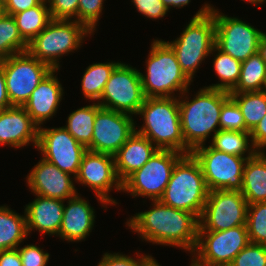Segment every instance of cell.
I'll return each mask as SVG.
<instances>
[{"label":"cell","mask_w":266,"mask_h":266,"mask_svg":"<svg viewBox=\"0 0 266 266\" xmlns=\"http://www.w3.org/2000/svg\"><path fill=\"white\" fill-rule=\"evenodd\" d=\"M152 202L153 208L136 213L127 220L126 225L138 233L142 241L176 246L193 253L199 219L191 212L164 205L159 200Z\"/></svg>","instance_id":"1"},{"label":"cell","mask_w":266,"mask_h":266,"mask_svg":"<svg viewBox=\"0 0 266 266\" xmlns=\"http://www.w3.org/2000/svg\"><path fill=\"white\" fill-rule=\"evenodd\" d=\"M188 91L189 89L178 96L186 155L191 154L197 147L205 145L209 135L214 133L212 135L214 136L220 130V111L222 105L230 98L227 91L204 87L189 101L186 95Z\"/></svg>","instance_id":"2"},{"label":"cell","mask_w":266,"mask_h":266,"mask_svg":"<svg viewBox=\"0 0 266 266\" xmlns=\"http://www.w3.org/2000/svg\"><path fill=\"white\" fill-rule=\"evenodd\" d=\"M176 97L145 98L137 114L141 115L144 123L136 132L147 137L158 149L174 150L186 155Z\"/></svg>","instance_id":"3"},{"label":"cell","mask_w":266,"mask_h":266,"mask_svg":"<svg viewBox=\"0 0 266 266\" xmlns=\"http://www.w3.org/2000/svg\"><path fill=\"white\" fill-rule=\"evenodd\" d=\"M208 193L199 162L192 154H187L174 165L171 178L159 201L164 205L191 212L199 219Z\"/></svg>","instance_id":"4"},{"label":"cell","mask_w":266,"mask_h":266,"mask_svg":"<svg viewBox=\"0 0 266 266\" xmlns=\"http://www.w3.org/2000/svg\"><path fill=\"white\" fill-rule=\"evenodd\" d=\"M204 4L192 17L179 38L170 42L165 41L174 50L182 71L191 81L196 69L207 56H210L215 46L214 16L210 12L211 5Z\"/></svg>","instance_id":"5"},{"label":"cell","mask_w":266,"mask_h":266,"mask_svg":"<svg viewBox=\"0 0 266 266\" xmlns=\"http://www.w3.org/2000/svg\"><path fill=\"white\" fill-rule=\"evenodd\" d=\"M146 75L140 72L145 98L174 97L188 90L191 80L182 71L174 50L163 40L155 39L146 60Z\"/></svg>","instance_id":"6"},{"label":"cell","mask_w":266,"mask_h":266,"mask_svg":"<svg viewBox=\"0 0 266 266\" xmlns=\"http://www.w3.org/2000/svg\"><path fill=\"white\" fill-rule=\"evenodd\" d=\"M92 32L76 20H52L31 42L27 51L39 61L59 70V59L82 46Z\"/></svg>","instance_id":"7"},{"label":"cell","mask_w":266,"mask_h":266,"mask_svg":"<svg viewBox=\"0 0 266 266\" xmlns=\"http://www.w3.org/2000/svg\"><path fill=\"white\" fill-rule=\"evenodd\" d=\"M184 154L168 149H157L151 158L123 183L122 191L159 200L171 178L174 165Z\"/></svg>","instance_id":"8"},{"label":"cell","mask_w":266,"mask_h":266,"mask_svg":"<svg viewBox=\"0 0 266 266\" xmlns=\"http://www.w3.org/2000/svg\"><path fill=\"white\" fill-rule=\"evenodd\" d=\"M249 243L247 225L222 231H198L192 261L198 266H229Z\"/></svg>","instance_id":"9"},{"label":"cell","mask_w":266,"mask_h":266,"mask_svg":"<svg viewBox=\"0 0 266 266\" xmlns=\"http://www.w3.org/2000/svg\"><path fill=\"white\" fill-rule=\"evenodd\" d=\"M6 89L12 106H23L32 91L53 69L33 57L28 51L0 60Z\"/></svg>","instance_id":"10"},{"label":"cell","mask_w":266,"mask_h":266,"mask_svg":"<svg viewBox=\"0 0 266 266\" xmlns=\"http://www.w3.org/2000/svg\"><path fill=\"white\" fill-rule=\"evenodd\" d=\"M191 154L199 162L209 191H241L246 157L217 151L209 146H199Z\"/></svg>","instance_id":"11"},{"label":"cell","mask_w":266,"mask_h":266,"mask_svg":"<svg viewBox=\"0 0 266 266\" xmlns=\"http://www.w3.org/2000/svg\"><path fill=\"white\" fill-rule=\"evenodd\" d=\"M144 100L140 70L120 62L111 73L97 103L103 108L134 116Z\"/></svg>","instance_id":"12"},{"label":"cell","mask_w":266,"mask_h":266,"mask_svg":"<svg viewBox=\"0 0 266 266\" xmlns=\"http://www.w3.org/2000/svg\"><path fill=\"white\" fill-rule=\"evenodd\" d=\"M215 21V46L236 60L243 62L258 52L259 43L265 32L238 19L219 13L211 6Z\"/></svg>","instance_id":"13"},{"label":"cell","mask_w":266,"mask_h":266,"mask_svg":"<svg viewBox=\"0 0 266 266\" xmlns=\"http://www.w3.org/2000/svg\"><path fill=\"white\" fill-rule=\"evenodd\" d=\"M247 210L248 203L241 191H209L198 231H222L246 225Z\"/></svg>","instance_id":"14"},{"label":"cell","mask_w":266,"mask_h":266,"mask_svg":"<svg viewBox=\"0 0 266 266\" xmlns=\"http://www.w3.org/2000/svg\"><path fill=\"white\" fill-rule=\"evenodd\" d=\"M74 179L76 183L88 185L103 207L118 203L108 194L113 188L122 191V182L116 173L114 156L87 150Z\"/></svg>","instance_id":"15"},{"label":"cell","mask_w":266,"mask_h":266,"mask_svg":"<svg viewBox=\"0 0 266 266\" xmlns=\"http://www.w3.org/2000/svg\"><path fill=\"white\" fill-rule=\"evenodd\" d=\"M36 148L41 151L43 159L61 171L72 174L74 178L87 151L63 126L51 129L39 127Z\"/></svg>","instance_id":"16"},{"label":"cell","mask_w":266,"mask_h":266,"mask_svg":"<svg viewBox=\"0 0 266 266\" xmlns=\"http://www.w3.org/2000/svg\"><path fill=\"white\" fill-rule=\"evenodd\" d=\"M132 115L101 107L95 116L91 151L114 156L136 131Z\"/></svg>","instance_id":"17"},{"label":"cell","mask_w":266,"mask_h":266,"mask_svg":"<svg viewBox=\"0 0 266 266\" xmlns=\"http://www.w3.org/2000/svg\"><path fill=\"white\" fill-rule=\"evenodd\" d=\"M26 181L34 195L46 198L65 201L78 193L71 174L61 171L43 158L32 168Z\"/></svg>","instance_id":"18"},{"label":"cell","mask_w":266,"mask_h":266,"mask_svg":"<svg viewBox=\"0 0 266 266\" xmlns=\"http://www.w3.org/2000/svg\"><path fill=\"white\" fill-rule=\"evenodd\" d=\"M39 127L22 106L0 110V145L21 148L38 143Z\"/></svg>","instance_id":"19"},{"label":"cell","mask_w":266,"mask_h":266,"mask_svg":"<svg viewBox=\"0 0 266 266\" xmlns=\"http://www.w3.org/2000/svg\"><path fill=\"white\" fill-rule=\"evenodd\" d=\"M56 71L57 69H53L42 79L22 106L38 127L53 118L64 94L62 84L55 75Z\"/></svg>","instance_id":"20"},{"label":"cell","mask_w":266,"mask_h":266,"mask_svg":"<svg viewBox=\"0 0 266 266\" xmlns=\"http://www.w3.org/2000/svg\"><path fill=\"white\" fill-rule=\"evenodd\" d=\"M64 205L61 228L57 236L68 242L85 240L95 222V211L89 202L82 199L79 194L67 200Z\"/></svg>","instance_id":"21"},{"label":"cell","mask_w":266,"mask_h":266,"mask_svg":"<svg viewBox=\"0 0 266 266\" xmlns=\"http://www.w3.org/2000/svg\"><path fill=\"white\" fill-rule=\"evenodd\" d=\"M37 198L25 207L27 233L38 230L42 234L58 235L63 219L64 202L59 199Z\"/></svg>","instance_id":"22"},{"label":"cell","mask_w":266,"mask_h":266,"mask_svg":"<svg viewBox=\"0 0 266 266\" xmlns=\"http://www.w3.org/2000/svg\"><path fill=\"white\" fill-rule=\"evenodd\" d=\"M157 149L147 137L135 131L114 155L119 180L123 183L131 174L144 166Z\"/></svg>","instance_id":"23"},{"label":"cell","mask_w":266,"mask_h":266,"mask_svg":"<svg viewBox=\"0 0 266 266\" xmlns=\"http://www.w3.org/2000/svg\"><path fill=\"white\" fill-rule=\"evenodd\" d=\"M241 193L248 204L266 202L265 152H256L247 159L243 169Z\"/></svg>","instance_id":"24"},{"label":"cell","mask_w":266,"mask_h":266,"mask_svg":"<svg viewBox=\"0 0 266 266\" xmlns=\"http://www.w3.org/2000/svg\"><path fill=\"white\" fill-rule=\"evenodd\" d=\"M27 236L25 212L23 216L8 206H0V251L17 249Z\"/></svg>","instance_id":"25"},{"label":"cell","mask_w":266,"mask_h":266,"mask_svg":"<svg viewBox=\"0 0 266 266\" xmlns=\"http://www.w3.org/2000/svg\"><path fill=\"white\" fill-rule=\"evenodd\" d=\"M12 16L20 35L27 43L31 42L52 21L46 0Z\"/></svg>","instance_id":"26"},{"label":"cell","mask_w":266,"mask_h":266,"mask_svg":"<svg viewBox=\"0 0 266 266\" xmlns=\"http://www.w3.org/2000/svg\"><path fill=\"white\" fill-rule=\"evenodd\" d=\"M100 108L101 106L98 103L81 107L69 114L67 125L64 126L80 144L90 151L95 116Z\"/></svg>","instance_id":"27"},{"label":"cell","mask_w":266,"mask_h":266,"mask_svg":"<svg viewBox=\"0 0 266 266\" xmlns=\"http://www.w3.org/2000/svg\"><path fill=\"white\" fill-rule=\"evenodd\" d=\"M266 88V63L257 52L242 62L239 80L229 93L262 91Z\"/></svg>","instance_id":"28"},{"label":"cell","mask_w":266,"mask_h":266,"mask_svg":"<svg viewBox=\"0 0 266 266\" xmlns=\"http://www.w3.org/2000/svg\"><path fill=\"white\" fill-rule=\"evenodd\" d=\"M251 142L250 132L219 130L213 137L210 146L217 151L225 152L231 155L252 157L257 151ZM248 151V152H247ZM247 156H245V153Z\"/></svg>","instance_id":"29"},{"label":"cell","mask_w":266,"mask_h":266,"mask_svg":"<svg viewBox=\"0 0 266 266\" xmlns=\"http://www.w3.org/2000/svg\"><path fill=\"white\" fill-rule=\"evenodd\" d=\"M119 62L93 63L82 75L81 90L84 98L91 101L99 100L105 84Z\"/></svg>","instance_id":"30"},{"label":"cell","mask_w":266,"mask_h":266,"mask_svg":"<svg viewBox=\"0 0 266 266\" xmlns=\"http://www.w3.org/2000/svg\"><path fill=\"white\" fill-rule=\"evenodd\" d=\"M229 94L239 106L245 126L251 132L266 114V90Z\"/></svg>","instance_id":"31"},{"label":"cell","mask_w":266,"mask_h":266,"mask_svg":"<svg viewBox=\"0 0 266 266\" xmlns=\"http://www.w3.org/2000/svg\"><path fill=\"white\" fill-rule=\"evenodd\" d=\"M214 52L218 54H214L213 67L221 82L209 85L208 88L230 92L239 80L242 62L222 52L216 46L211 53Z\"/></svg>","instance_id":"32"},{"label":"cell","mask_w":266,"mask_h":266,"mask_svg":"<svg viewBox=\"0 0 266 266\" xmlns=\"http://www.w3.org/2000/svg\"><path fill=\"white\" fill-rule=\"evenodd\" d=\"M28 43L22 38L12 15L0 16V60L25 52Z\"/></svg>","instance_id":"33"},{"label":"cell","mask_w":266,"mask_h":266,"mask_svg":"<svg viewBox=\"0 0 266 266\" xmlns=\"http://www.w3.org/2000/svg\"><path fill=\"white\" fill-rule=\"evenodd\" d=\"M246 225L249 241L266 245V202L248 204Z\"/></svg>","instance_id":"34"},{"label":"cell","mask_w":266,"mask_h":266,"mask_svg":"<svg viewBox=\"0 0 266 266\" xmlns=\"http://www.w3.org/2000/svg\"><path fill=\"white\" fill-rule=\"evenodd\" d=\"M220 130L250 132L237 103L230 97L220 111Z\"/></svg>","instance_id":"35"},{"label":"cell","mask_w":266,"mask_h":266,"mask_svg":"<svg viewBox=\"0 0 266 266\" xmlns=\"http://www.w3.org/2000/svg\"><path fill=\"white\" fill-rule=\"evenodd\" d=\"M229 266H266V245L249 243Z\"/></svg>","instance_id":"36"},{"label":"cell","mask_w":266,"mask_h":266,"mask_svg":"<svg viewBox=\"0 0 266 266\" xmlns=\"http://www.w3.org/2000/svg\"><path fill=\"white\" fill-rule=\"evenodd\" d=\"M104 1L105 0H79L77 22L83 23L94 33L100 15H102Z\"/></svg>","instance_id":"37"},{"label":"cell","mask_w":266,"mask_h":266,"mask_svg":"<svg viewBox=\"0 0 266 266\" xmlns=\"http://www.w3.org/2000/svg\"><path fill=\"white\" fill-rule=\"evenodd\" d=\"M52 20H76L79 0H46Z\"/></svg>","instance_id":"38"},{"label":"cell","mask_w":266,"mask_h":266,"mask_svg":"<svg viewBox=\"0 0 266 266\" xmlns=\"http://www.w3.org/2000/svg\"><path fill=\"white\" fill-rule=\"evenodd\" d=\"M17 249L22 266H46L49 261L50 254L36 245L27 244Z\"/></svg>","instance_id":"39"},{"label":"cell","mask_w":266,"mask_h":266,"mask_svg":"<svg viewBox=\"0 0 266 266\" xmlns=\"http://www.w3.org/2000/svg\"><path fill=\"white\" fill-rule=\"evenodd\" d=\"M137 255V259L121 253H104L101 261L97 266H143L144 262L150 255ZM140 257V258H138Z\"/></svg>","instance_id":"40"},{"label":"cell","mask_w":266,"mask_h":266,"mask_svg":"<svg viewBox=\"0 0 266 266\" xmlns=\"http://www.w3.org/2000/svg\"><path fill=\"white\" fill-rule=\"evenodd\" d=\"M137 11L150 19L164 17L168 10L161 0H131Z\"/></svg>","instance_id":"41"},{"label":"cell","mask_w":266,"mask_h":266,"mask_svg":"<svg viewBox=\"0 0 266 266\" xmlns=\"http://www.w3.org/2000/svg\"><path fill=\"white\" fill-rule=\"evenodd\" d=\"M251 143L257 152H265L266 149V114L250 132Z\"/></svg>","instance_id":"42"},{"label":"cell","mask_w":266,"mask_h":266,"mask_svg":"<svg viewBox=\"0 0 266 266\" xmlns=\"http://www.w3.org/2000/svg\"><path fill=\"white\" fill-rule=\"evenodd\" d=\"M42 0H7L3 5V13L14 15L37 6Z\"/></svg>","instance_id":"43"},{"label":"cell","mask_w":266,"mask_h":266,"mask_svg":"<svg viewBox=\"0 0 266 266\" xmlns=\"http://www.w3.org/2000/svg\"><path fill=\"white\" fill-rule=\"evenodd\" d=\"M0 266H22L18 249L0 251Z\"/></svg>","instance_id":"44"},{"label":"cell","mask_w":266,"mask_h":266,"mask_svg":"<svg viewBox=\"0 0 266 266\" xmlns=\"http://www.w3.org/2000/svg\"><path fill=\"white\" fill-rule=\"evenodd\" d=\"M10 107H12V105L8 97L6 83H5L4 70L2 67V63L0 61V110L7 109Z\"/></svg>","instance_id":"45"},{"label":"cell","mask_w":266,"mask_h":266,"mask_svg":"<svg viewBox=\"0 0 266 266\" xmlns=\"http://www.w3.org/2000/svg\"><path fill=\"white\" fill-rule=\"evenodd\" d=\"M161 1L169 11L171 7L183 8L185 5H188L191 0H161Z\"/></svg>","instance_id":"46"},{"label":"cell","mask_w":266,"mask_h":266,"mask_svg":"<svg viewBox=\"0 0 266 266\" xmlns=\"http://www.w3.org/2000/svg\"><path fill=\"white\" fill-rule=\"evenodd\" d=\"M258 53L261 55V58L266 63V33L264 34V36L262 37L259 43Z\"/></svg>","instance_id":"47"},{"label":"cell","mask_w":266,"mask_h":266,"mask_svg":"<svg viewBox=\"0 0 266 266\" xmlns=\"http://www.w3.org/2000/svg\"><path fill=\"white\" fill-rule=\"evenodd\" d=\"M143 266H161L151 255L146 259Z\"/></svg>","instance_id":"48"},{"label":"cell","mask_w":266,"mask_h":266,"mask_svg":"<svg viewBox=\"0 0 266 266\" xmlns=\"http://www.w3.org/2000/svg\"><path fill=\"white\" fill-rule=\"evenodd\" d=\"M243 1L250 2L255 6H257V4H262L263 2H265V0H243Z\"/></svg>","instance_id":"49"},{"label":"cell","mask_w":266,"mask_h":266,"mask_svg":"<svg viewBox=\"0 0 266 266\" xmlns=\"http://www.w3.org/2000/svg\"><path fill=\"white\" fill-rule=\"evenodd\" d=\"M3 14V5L0 3V16Z\"/></svg>","instance_id":"50"},{"label":"cell","mask_w":266,"mask_h":266,"mask_svg":"<svg viewBox=\"0 0 266 266\" xmlns=\"http://www.w3.org/2000/svg\"><path fill=\"white\" fill-rule=\"evenodd\" d=\"M6 1H7V0H0V3H1L2 5H4Z\"/></svg>","instance_id":"51"},{"label":"cell","mask_w":266,"mask_h":266,"mask_svg":"<svg viewBox=\"0 0 266 266\" xmlns=\"http://www.w3.org/2000/svg\"><path fill=\"white\" fill-rule=\"evenodd\" d=\"M192 263L190 264V266H198L197 264H195L193 261H191Z\"/></svg>","instance_id":"52"}]
</instances>
